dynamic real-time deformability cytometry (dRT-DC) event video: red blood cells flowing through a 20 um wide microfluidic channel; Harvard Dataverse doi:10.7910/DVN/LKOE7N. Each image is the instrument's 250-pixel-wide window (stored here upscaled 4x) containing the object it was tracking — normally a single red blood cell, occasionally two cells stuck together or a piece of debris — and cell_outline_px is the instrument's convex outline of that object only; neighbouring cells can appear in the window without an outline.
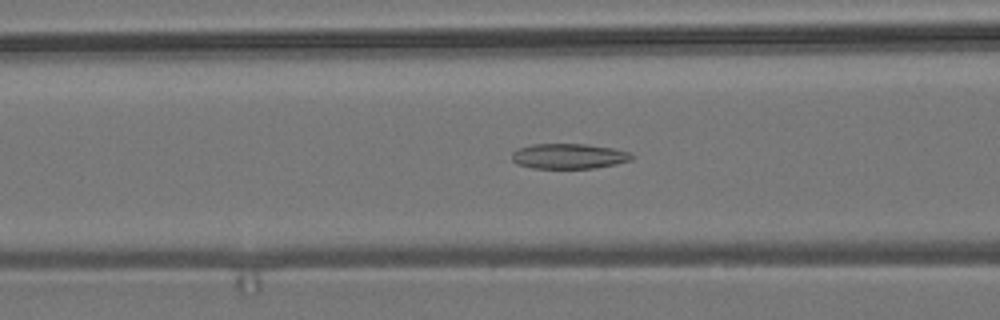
{"species": "common noctule bat (a hibernating species)", "species_latin": "Nyctalus noctula", "temperature_condition": "room temperature", "stored_images_in_passage": 56, "camera_frame_rate_fps": 3000, "um_per_image_px": 0.085, "animal": {"sex": "male", "body_mass_g": 19.2, "forearm_length_mm": 51.8}, "frame": {"image": 1, "passage_image": 22, "time_ms": 7.0, "image_size_px": [1000, 320], "cell_outline_px": [[636, 156], [632, 160], [616, 164], [596, 168], [532, 168], [516, 164], [512, 160], [512, 152], [520, 148], [532, 144], [584, 144], [612, 148], [628, 152]], "centroid_in_image_um": [48.36, 13.28], "position_along_channel_um": 118.2, "area_um2": 17.63}}
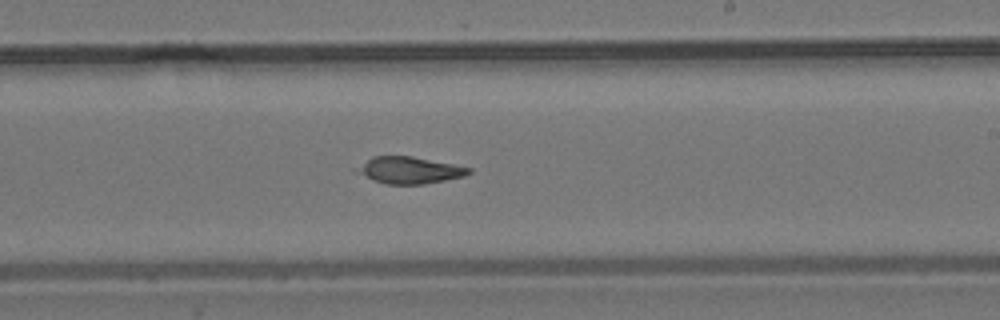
{"frame": {"image": 2, "passage_image": 33, "time_ms": 10.667, "image_size_px": [1000, 320], "cell_outline_px": [[472, 172], [464, 176], [424, 184], [384, 184], [372, 180], [352, 172], [352, 168], [372, 156], [412, 156], [472, 168]], "centroid_in_image_um": [34.69, 14.46], "position_along_channel_um": 254.3, "area_um2": 17.74}}
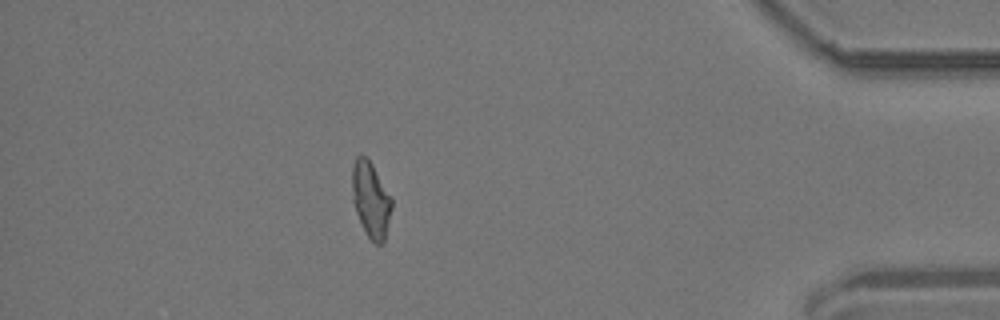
{"frame": {"image": 3, "passage_image": 49, "time_ms": 16.0, "image_size_px": [1000, 320], "cell_outline_px": [[392, 208], [384, 244], [376, 244], [368, 236], [356, 212], [352, 200], [352, 168], [356, 156], [364, 156], [372, 164], [392, 200]], "centroid_in_image_um": [31.52, 16.99], "position_along_channel_um": 403.7, "area_um2": 17.17}}